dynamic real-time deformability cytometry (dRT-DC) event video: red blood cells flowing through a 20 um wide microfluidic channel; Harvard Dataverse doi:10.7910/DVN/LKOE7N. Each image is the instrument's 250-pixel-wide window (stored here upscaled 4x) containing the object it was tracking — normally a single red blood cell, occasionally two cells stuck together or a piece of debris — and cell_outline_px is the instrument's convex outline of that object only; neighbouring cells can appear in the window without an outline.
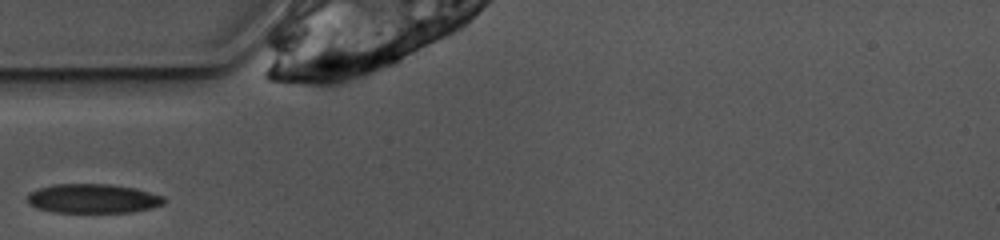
{"species": "common noctule bat (a hibernating species)", "species_latin": "Nyctalus noctula", "temperature_condition": "warm", "stored_images_in_passage": 23, "camera_frame_rate_fps": 3000, "um_per_image_px": 0.085, "animal": {"sex": "female", "body_mass_g": 10.0, "forearm_length_mm": 53.1}, "frame": {"image": 1, "passage_image": 1, "time_ms": 0.0, "image_size_px": [1000, 240], "cell_outline_px": [[168, 200], [164, 204], [152, 208], [132, 212], [56, 212], [36, 208], [28, 204], [28, 192], [40, 188], [56, 184], [108, 184], [136, 188], [164, 196]], "centroid_in_image_um": [7.94, 16.88], "position_along_channel_um": 77.1, "area_um2": 23.41}}
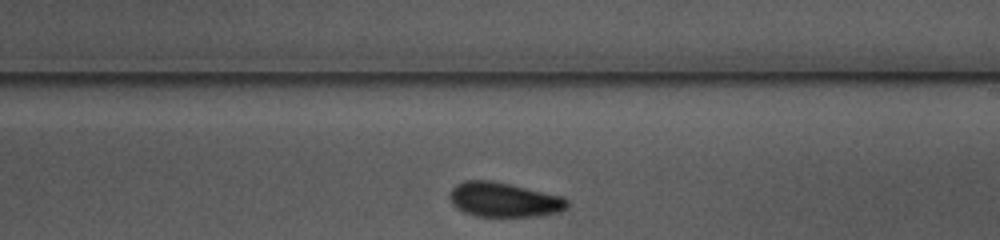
{"frame": {"image": 2, "passage_image": 14, "time_ms": 4.333, "image_size_px": [1000, 240], "cell_outline_px": [[572, 204], [568, 208], [560, 212], [536, 216], [476, 216], [464, 212], [452, 204], [448, 196], [448, 192], [456, 184], [464, 180], [492, 180], [564, 196]], "centroid_in_image_um": [42.86, 16.97], "position_along_channel_um": 246.1, "area_um2": 24.04}}
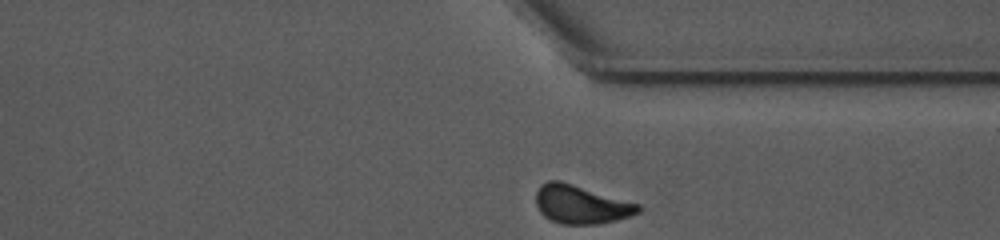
{"frame": {"image": 3, "passage_image": 23, "time_ms": 7.333, "image_size_px": [1000, 240], "cell_outline_px": [[640, 212], [632, 216], [616, 220], [596, 224], [560, 224], [544, 216], [540, 212], [536, 204], [536, 192], [540, 184], [548, 180], [560, 180], [640, 204]], "centroid_in_image_um": [49.37, 17.37], "position_along_channel_um": 362.0, "area_um2": 23.0}}